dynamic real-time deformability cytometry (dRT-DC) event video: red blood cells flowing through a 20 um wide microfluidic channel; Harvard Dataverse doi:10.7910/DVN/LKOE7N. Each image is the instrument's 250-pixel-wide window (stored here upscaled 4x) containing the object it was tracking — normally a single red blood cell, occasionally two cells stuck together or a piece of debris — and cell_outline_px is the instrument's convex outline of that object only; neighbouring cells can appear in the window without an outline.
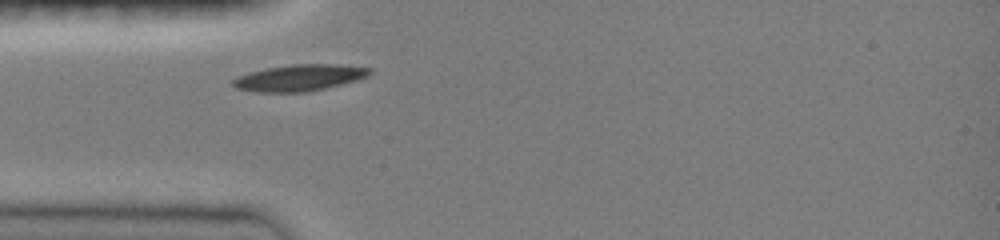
{"species": "common noctule bat (a hibernating species)", "species_latin": "Nyctalus noctula", "temperature_condition": "room temperature", "stored_images_in_passage": 53, "camera_frame_rate_fps": 3000, "um_per_image_px": 0.085, "animal": {"sex": "female", "body_mass_g": 19.0, "forearm_length_mm": 51.5}, "frame": {"image": 1, "passage_image": 1, "time_ms": 0.0, "image_size_px": [1000, 240], "cell_outline_px": [[372, 72], [368, 76], [356, 80], [308, 92], [256, 92], [236, 88], [232, 84], [232, 80], [240, 76], [252, 72], [268, 68], [292, 64], [340, 64], [372, 68]], "centroid_in_image_um": [25.49, 6.6], "position_along_channel_um": 59.5, "area_um2": 20.87}}
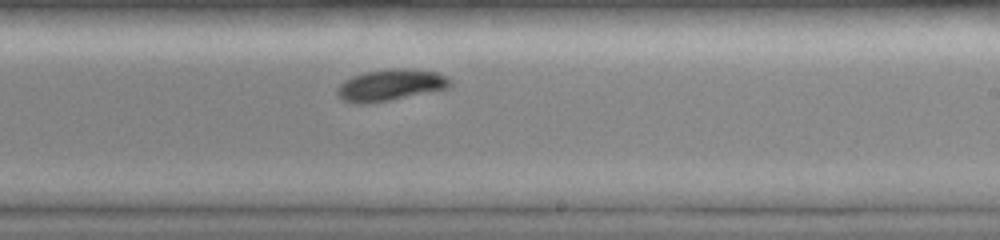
{"frame": {"image": 2, "passage_image": 29, "time_ms": 5.0, "image_size_px": [1000, 240], "cell_outline_px": [[452, 84], [448, 88], [368, 104], [356, 104], [344, 100], [336, 92], [336, 88], [344, 80], [352, 76], [368, 72], [388, 68], [412, 68], [436, 72], [452, 80]], "centroid_in_image_um": [33.18, 7.22], "position_along_channel_um": 255.8, "area_um2": 20.63}}
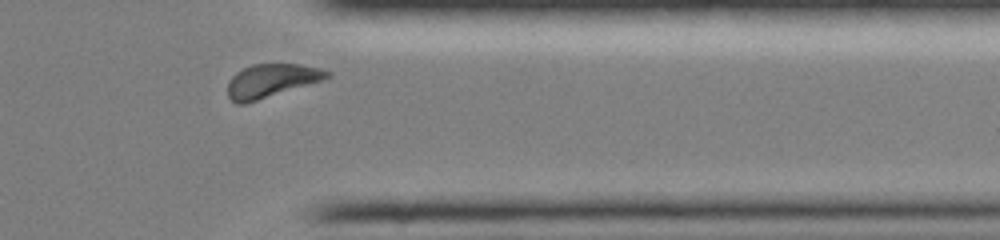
{"frame": {"image": 3, "passage_image": 47, "time_ms": 8.333, "image_size_px": [1000, 240], "cell_outline_px": [[332, 76], [324, 80], [244, 104], [236, 104], [228, 96], [228, 80], [236, 72], [252, 64], [300, 64], [320, 68], [332, 72]], "centroid_in_image_um": [23.08, 6.85], "position_along_channel_um": 388.3, "area_um2": 19.42}, "authors_computed_cell_mechanics": {"area_um2": 20.4034, "velocity_mm_per_s": 3.9574, "shape_relaxation_time_tau1_ms": 2.3056, "shape_relaxation_time_tau2_ms": null, "deformation_change_tau1": 0.1191, "deformation_change_tau2": null}}